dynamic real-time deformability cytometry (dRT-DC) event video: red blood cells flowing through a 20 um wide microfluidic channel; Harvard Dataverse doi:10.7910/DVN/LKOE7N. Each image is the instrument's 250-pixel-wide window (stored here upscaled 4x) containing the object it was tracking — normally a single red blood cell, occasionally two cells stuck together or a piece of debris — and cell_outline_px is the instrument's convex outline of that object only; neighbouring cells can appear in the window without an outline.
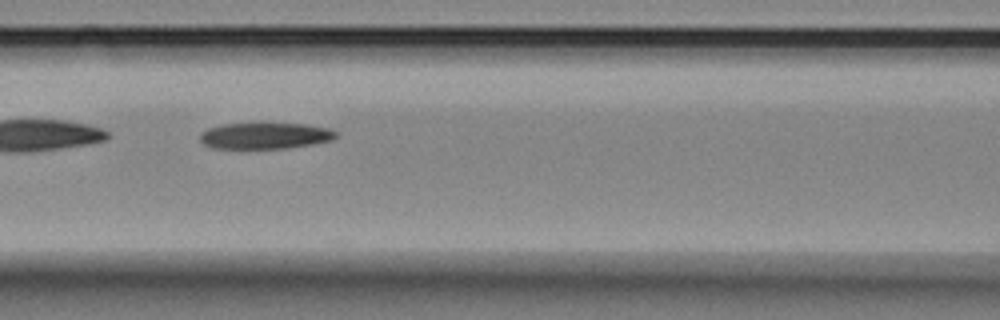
{"species": "Egyptian fruit bat (a non-hibernating species)", "species_latin": "Rousettus aegyptiacus", "temperature_condition": "room temperature", "stored_images_in_passage": 57, "camera_frame_rate_fps": 3000, "um_per_image_px": 0.085, "animal": {"sex": "female"}, "frame": {"image": 1, "passage_image": 24, "time_ms": 7.667, "image_size_px": [1000, 320], "cell_outline_px": [[336, 136], [332, 140], [312, 144], [288, 148], [212, 148], [204, 144], [200, 140], [200, 132], [208, 128], [224, 124], [304, 124], [328, 128], [336, 132]], "centroid_in_image_um": [22.51, 11.54], "position_along_channel_um": 144.1, "area_um2": 20.52}}
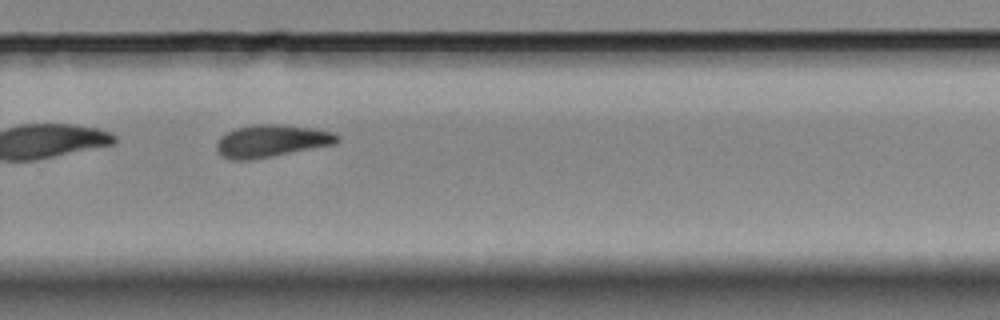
{"frame": {"image": 2, "passage_image": 38, "time_ms": 12.333, "image_size_px": [1000, 320], "cell_outline_px": [[340, 140], [336, 144], [252, 160], [232, 160], [220, 156], [216, 148], [216, 144], [220, 136], [236, 128], [256, 124], [276, 124], [312, 128], [332, 132], [340, 136]], "centroid_in_image_um": [23.06, 11.99], "position_along_channel_um": 306.7, "area_um2": 22.83}}
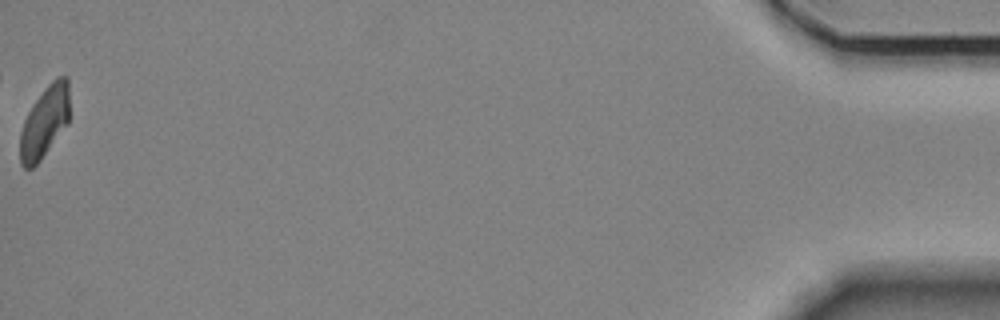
{"frame": {"image": 3, "passage_image": 57, "time_ms": 18.667, "image_size_px": [1000, 320], "cell_outline_px": [[68, 124], [40, 160], [32, 168], [24, 168], [20, 164], [20, 132], [24, 120], [32, 104], [44, 88], [56, 76], [68, 76]], "centroid_in_image_um": [3.78, 10.35], "position_along_channel_um": 431.4, "area_um2": 20.58}, "authors_computed_cell_mechanics": {"area_um2": 22.542, "velocity_mm_per_s": 3.5006, "shape_relaxation_time_tau1_ms": null, "shape_relaxation_time_tau2_ms": 4.552, "deformation_change_tau1": null, "deformation_change_tau2": 0.1292}}